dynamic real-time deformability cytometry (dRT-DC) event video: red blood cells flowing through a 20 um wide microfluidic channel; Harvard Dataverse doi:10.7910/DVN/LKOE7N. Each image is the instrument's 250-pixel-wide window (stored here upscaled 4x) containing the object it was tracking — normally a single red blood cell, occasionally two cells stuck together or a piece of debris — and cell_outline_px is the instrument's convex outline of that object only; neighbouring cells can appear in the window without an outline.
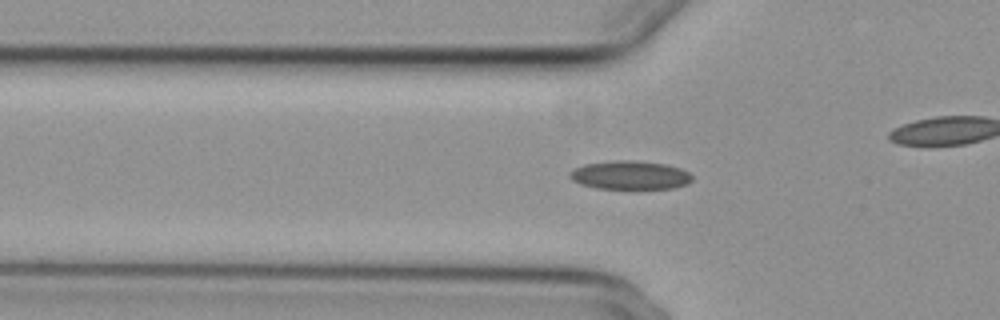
{"species": "common noctule bat (a hibernating species)", "species_latin": "Nyctalus noctula", "temperature_condition": "cold", "stored_images_in_passage": 41, "camera_frame_rate_fps": 3000, "um_per_image_px": 0.085, "animal": {"sex": "female", "body_mass_g": 29.2, "forearm_length_mm": 56.3}, "frame": {"image": 1, "passage_image": 15, "time_ms": 4.667, "image_size_px": [1000, 320], "cell_outline_px": [[692, 180], [688, 184], [672, 188], [596, 188], [580, 184], [572, 180], [568, 176], [568, 172], [584, 164], [616, 160], [628, 160], [664, 164], [680, 168], [688, 172], [692, 176]], "centroid_in_image_um": [53.53, 14.89], "position_along_channel_um": 72.3, "area_um2": 20.23}}
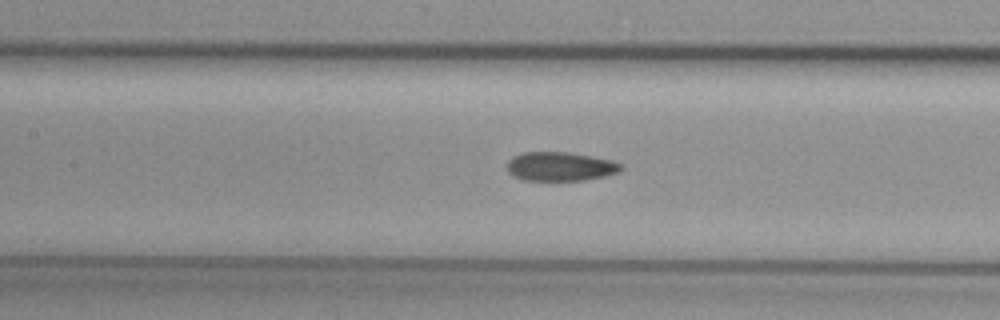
{"frame": {"image": 2, "passage_image": 22, "time_ms": 7.0, "image_size_px": [1000, 320], "cell_outline_px": [[624, 168], [620, 172], [604, 176], [584, 180], [524, 180], [512, 176], [508, 172], [508, 160], [512, 156], [524, 152], [568, 152], [612, 160], [620, 164]], "centroid_in_image_um": [47.61, 14.15], "position_along_channel_um": 159.8, "area_um2": 19.25}}
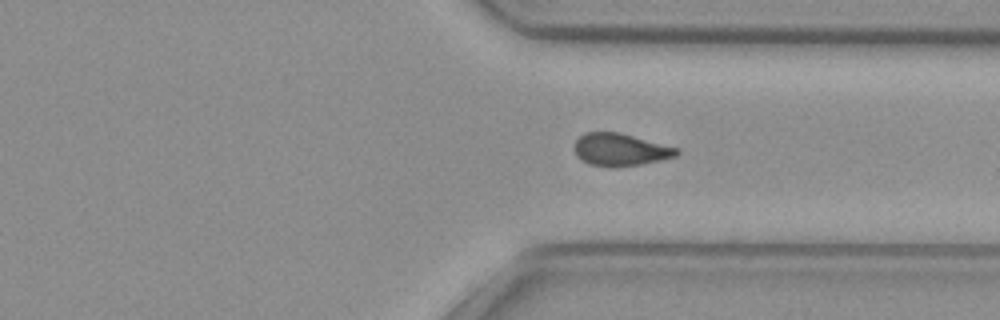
{"frame": {"image": 3, "passage_image": 38, "time_ms": 12.333, "image_size_px": [1000, 320], "cell_outline_px": [[680, 152], [676, 156], [640, 164], [612, 168], [588, 164], [576, 156], [572, 148], [576, 140], [584, 132], [616, 132], [680, 148]], "centroid_in_image_um": [52.68, 12.73], "position_along_channel_um": 358.7, "area_um2": 19.42}}